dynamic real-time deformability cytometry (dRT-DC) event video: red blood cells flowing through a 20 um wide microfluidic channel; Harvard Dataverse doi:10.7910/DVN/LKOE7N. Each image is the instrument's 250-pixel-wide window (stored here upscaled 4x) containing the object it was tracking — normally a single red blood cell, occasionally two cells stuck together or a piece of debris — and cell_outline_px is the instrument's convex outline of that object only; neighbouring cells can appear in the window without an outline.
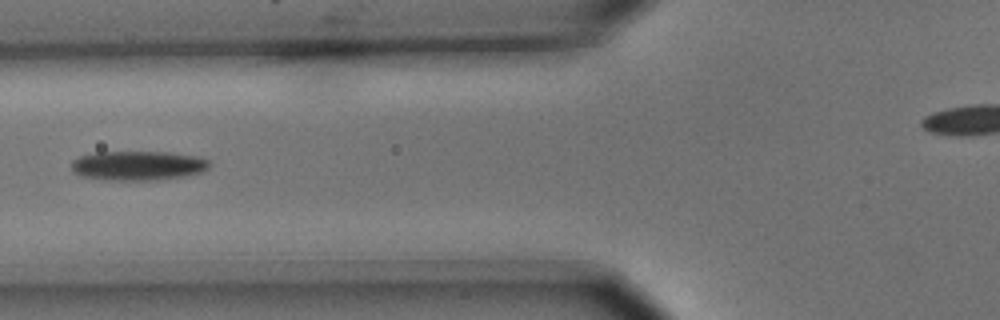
{"species": "common noctule bat (a hibernating species)", "species_latin": "Nyctalus noctula", "temperature_condition": "cold", "stored_images_in_passage": 2, "camera_frame_rate_fps": 3000, "um_per_image_px": 0.085, "animal": {"sex": "male", "body_mass_g": 15.6}, "frame": {"image": 1, "passage_image": 2, "time_ms": 0.333, "image_size_px": [1000, 320], "cell_outline_px": [[212, 164], [208, 168], [200, 172], [184, 176], [156, 180], [120, 180], [80, 176], [72, 172], [72, 160], [80, 156], [96, 152], [168, 152], [200, 156], [208, 160]], "centroid_in_image_um": [11.75, 14.06], "position_along_channel_um": 114.0, "area_um2": 23.64}}